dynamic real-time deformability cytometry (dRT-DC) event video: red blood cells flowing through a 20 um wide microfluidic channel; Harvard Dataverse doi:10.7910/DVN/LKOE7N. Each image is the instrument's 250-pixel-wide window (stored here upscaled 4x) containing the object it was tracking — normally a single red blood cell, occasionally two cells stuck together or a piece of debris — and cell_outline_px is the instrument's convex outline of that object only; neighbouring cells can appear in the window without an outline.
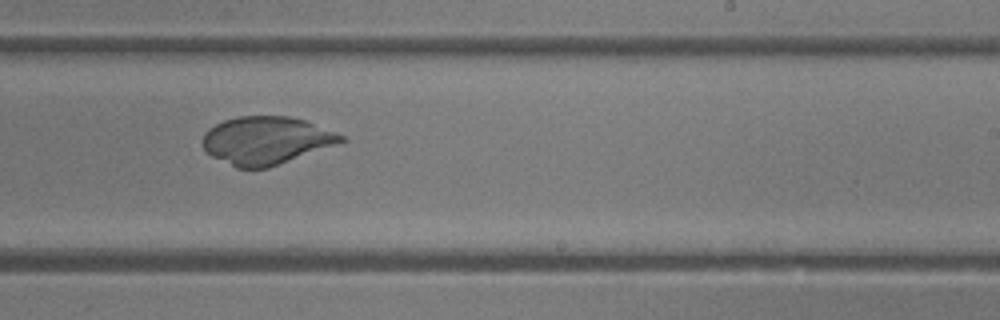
{"species": "common noctule bat (a hibernating species)", "species_latin": "Nyctalus noctula", "temperature_condition": "room temperature", "stored_images_in_passage": 37, "camera_frame_rate_fps": 3000, "um_per_image_px": 0.085, "animal": {"sex": "female"}, "frame": {"image": 1, "passage_image": 19, "time_ms": 6.0, "image_size_px": [1000, 320], "cell_outline_px": [[348, 140], [268, 168], [236, 168], [212, 156], [200, 144], [204, 132], [208, 128], [224, 120], [240, 116], [288, 116], [304, 120], [344, 136]], "centroid_in_image_um": [22.58, 11.94], "position_along_channel_um": 266.4, "area_um2": 38.38}}
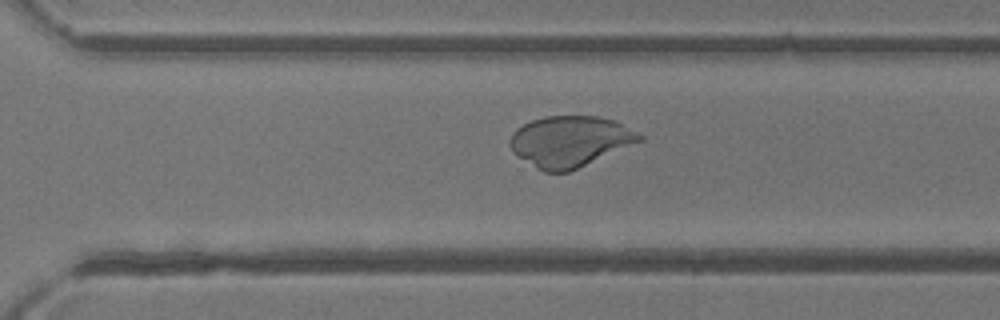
{"frame": {"image": 2, "passage_image": 23, "time_ms": 7.333, "image_size_px": [1000, 320], "cell_outline_px": [[644, 140], [568, 172], [544, 172], [536, 168], [516, 156], [512, 152], [512, 132], [516, 128], [532, 120], [544, 116], [596, 116], [612, 120], [644, 136]], "centroid_in_image_um": [48.43, 12.02], "position_along_channel_um": 322.2, "area_um2": 38.03}}